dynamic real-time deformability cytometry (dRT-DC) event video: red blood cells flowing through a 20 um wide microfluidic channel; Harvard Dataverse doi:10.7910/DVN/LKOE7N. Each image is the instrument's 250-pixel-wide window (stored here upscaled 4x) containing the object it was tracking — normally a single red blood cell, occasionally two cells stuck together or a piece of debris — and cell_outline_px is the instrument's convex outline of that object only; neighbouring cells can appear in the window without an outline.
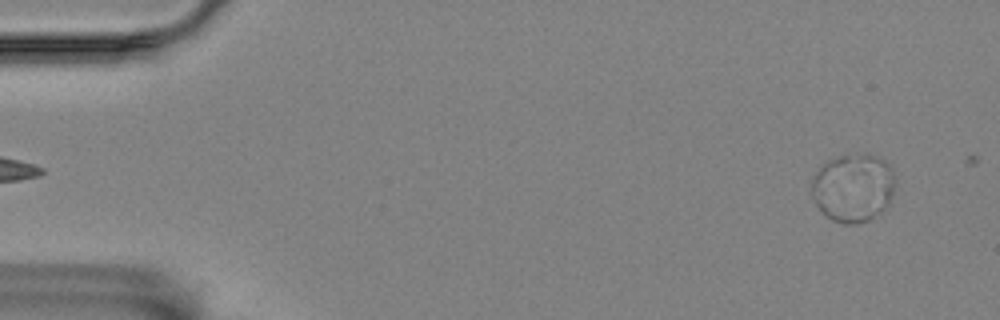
{"species": "Egyptian fruit bat (a non-hibernating species)", "species_latin": "Rousettus aegyptiacus", "temperature_condition": "room temperature", "stored_images_in_passage": 2, "camera_frame_rate_fps": 3000, "um_per_image_px": 0.085, "animal": {"sex": "female"}, "frame": {"image": 1, "passage_image": 1, "time_ms": 0.0, "image_size_px": [1000, 320], "cell_outline_px": [[892, 192], [888, 204], [884, 208], [868, 220], [856, 224], [844, 224], [832, 220], [816, 204], [812, 196], [812, 180], [820, 164], [828, 160], [840, 156], [872, 156], [888, 164], [892, 172]], "centroid_in_image_um": [72.45, 15.99], "position_along_channel_um": 12.5, "area_um2": 32.19}}